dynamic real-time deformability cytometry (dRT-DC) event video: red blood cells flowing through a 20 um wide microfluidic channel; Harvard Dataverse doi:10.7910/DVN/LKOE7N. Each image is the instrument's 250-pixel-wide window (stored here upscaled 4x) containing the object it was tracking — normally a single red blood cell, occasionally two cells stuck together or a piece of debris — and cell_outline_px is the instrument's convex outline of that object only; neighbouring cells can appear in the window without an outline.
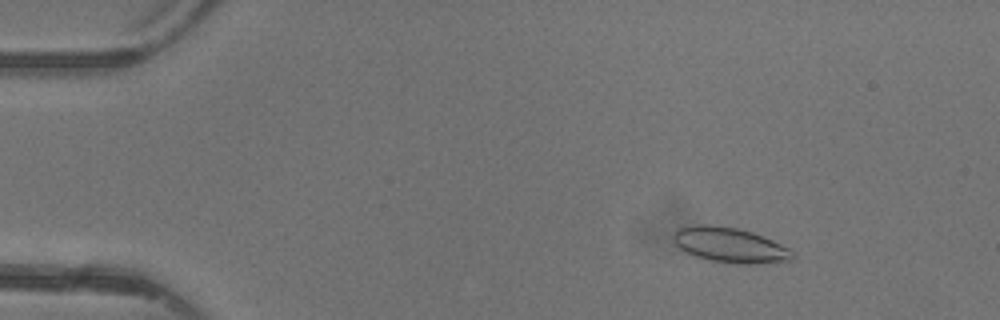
{"species": "common noctule bat (a hibernating species)", "species_latin": "Nyctalus noctula", "temperature_condition": "warm", "stored_images_in_passage": 4, "camera_frame_rate_fps": 3000, "um_per_image_px": 0.085, "animal": {"sex": "female"}, "frame": {"image": 1, "passage_image": 2, "time_ms": 1.0, "image_size_px": [1000, 320], "cell_outline_px": [[796, 256], [792, 260], [756, 264], [740, 264], [708, 260], [692, 256], [680, 248], [676, 244], [676, 228], [692, 224], [708, 224], [736, 228], [752, 232], [772, 240], [788, 248]], "centroid_in_image_um": [62.04, 20.83], "position_along_channel_um": 23.0, "area_um2": 24.28}}